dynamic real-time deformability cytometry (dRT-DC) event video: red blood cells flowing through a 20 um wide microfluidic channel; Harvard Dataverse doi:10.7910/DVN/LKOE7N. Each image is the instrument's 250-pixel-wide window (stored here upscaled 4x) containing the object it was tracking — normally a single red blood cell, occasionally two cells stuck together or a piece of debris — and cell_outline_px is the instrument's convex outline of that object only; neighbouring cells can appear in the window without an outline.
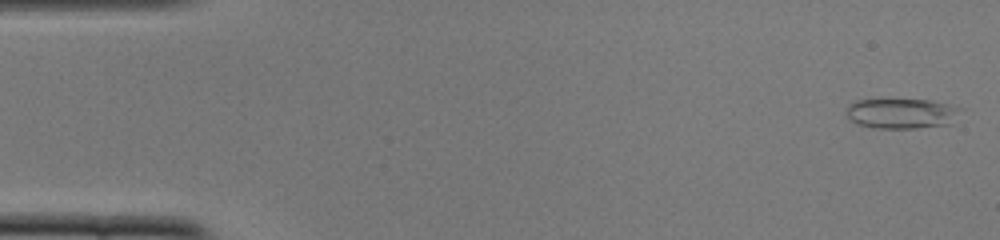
{"species": "common noctule bat (a hibernating species)", "species_latin": "Nyctalus noctula", "temperature_condition": "cold", "stored_images_in_passage": 50, "camera_frame_rate_fps": 3000, "um_per_image_px": 0.085, "animal": {"sex": "female", "body_mass_g": 22.0, "forearm_length_mm": 56.7}, "frame": {"image": 1, "passage_image": 1, "time_ms": 0.0, "image_size_px": [1000, 240], "cell_outline_px": [[964, 108], [952, 124], [916, 128], [872, 128], [856, 124], [848, 116], [848, 104], [856, 100], [932, 100]], "centroid_in_image_um": [76.69, 9.65], "position_along_channel_um": 8.3, "area_um2": 20.17}}
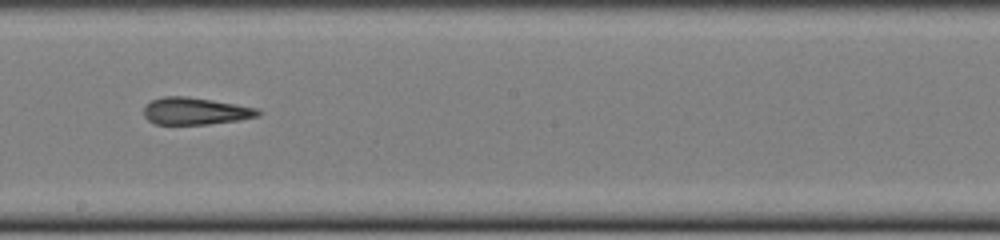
{"frame": {"image": 2, "passage_image": 28, "time_ms": 9.0, "image_size_px": [1000, 240], "cell_outline_px": [[264, 112], [260, 116], [240, 120], [208, 124], [156, 124], [148, 120], [144, 116], [144, 104], [152, 100], [164, 96], [188, 96], [260, 108]], "centroid_in_image_um": [16.65, 9.44], "position_along_channel_um": 231.5, "area_um2": 18.32}}
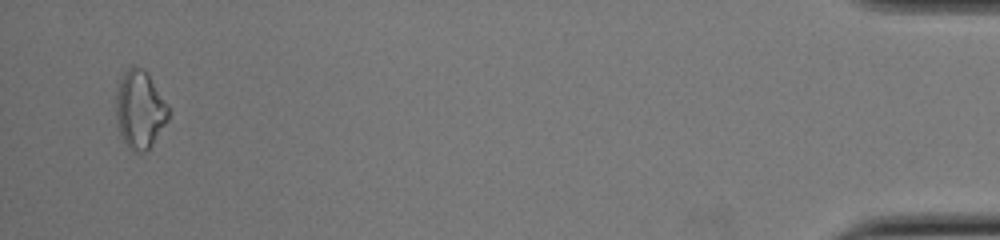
{"frame": {"image": 3, "passage_image": 49, "time_ms": 16.0, "image_size_px": [1000, 240], "cell_outline_px": [[168, 120], [148, 152], [132, 152], [128, 148], [120, 132], [116, 120], [116, 92], [120, 80], [124, 72], [132, 64], [144, 68], [168, 104]], "centroid_in_image_um": [11.89, 9.32], "position_along_channel_um": 423.3, "area_um2": 24.04}, "authors_computed_cell_mechanics": {"area_um2": 18.8428, "velocity_mm_per_s": 3.9156, "shape_relaxation_time_tau1_ms": null, "shape_relaxation_time_tau2_ms": 3.6625, "deformation_change_tau1": null, "deformation_change_tau2": 0.1445}}